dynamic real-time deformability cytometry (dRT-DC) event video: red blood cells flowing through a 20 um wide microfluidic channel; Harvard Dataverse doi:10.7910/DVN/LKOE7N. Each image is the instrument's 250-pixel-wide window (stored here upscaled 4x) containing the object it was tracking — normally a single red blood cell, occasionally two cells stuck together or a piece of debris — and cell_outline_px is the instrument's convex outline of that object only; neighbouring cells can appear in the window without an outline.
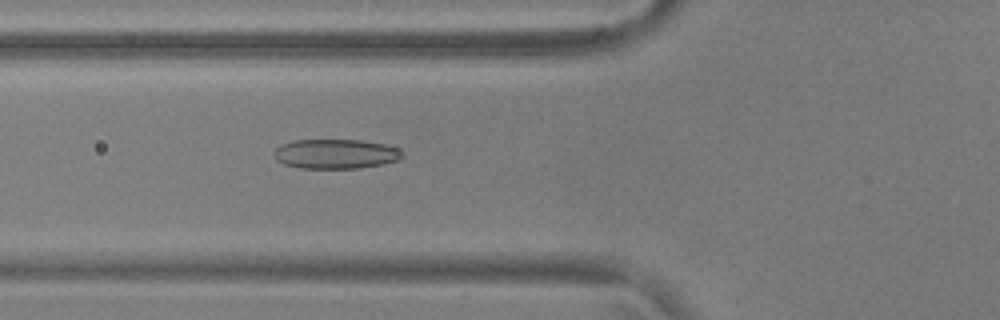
{"species": "common noctule bat (a hibernating species)", "species_latin": "Nyctalus noctula", "temperature_condition": "warm", "stored_images_in_passage": 50, "camera_frame_rate_fps": 3000, "um_per_image_px": 0.085, "animal": {"sex": "male", "body_mass_g": 17.9, "forearm_length_mm": 54.2}, "frame": {"image": 1, "passage_image": 21, "time_ms": 6.667, "image_size_px": [1000, 320], "cell_outline_px": [[404, 156], [400, 160], [384, 164], [360, 168], [300, 168], [284, 164], [276, 160], [272, 152], [280, 144], [292, 140], [360, 140], [384, 144], [396, 148], [404, 152]], "centroid_in_image_um": [28.52, 13.08], "position_along_channel_um": 97.3, "area_um2": 22.37}}
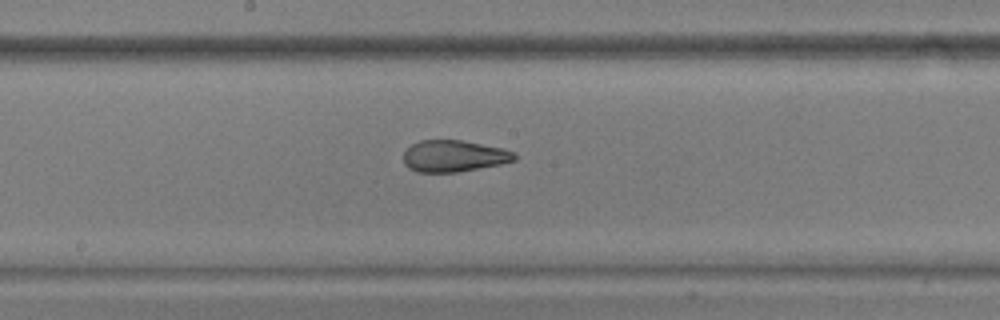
{"frame": {"image": 2, "passage_image": 30, "time_ms": 9.667, "image_size_px": [1000, 320], "cell_outline_px": [[516, 160], [500, 164], [456, 172], [416, 172], [408, 168], [404, 164], [404, 152], [412, 144], [420, 140], [460, 140], [504, 148], [512, 152], [516, 156]], "centroid_in_image_um": [38.55, 13.26], "position_along_channel_um": 209.6, "area_um2": 20.35}}
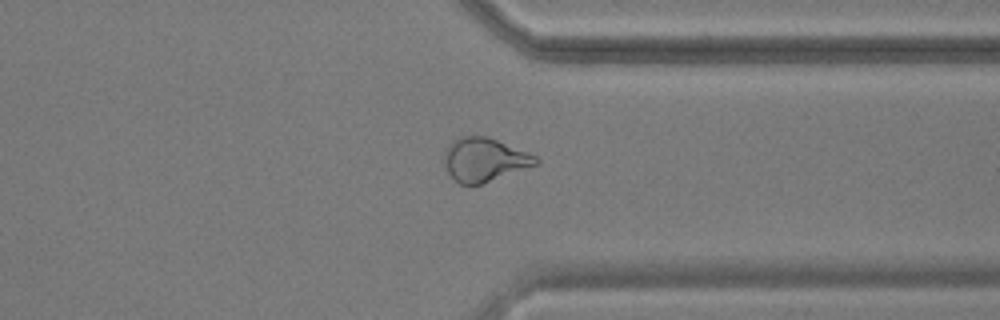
{"frame": {"image": 3, "passage_image": 43, "time_ms": 14.0, "image_size_px": [1000, 320], "cell_outline_px": [[540, 164], [480, 184], [460, 184], [448, 172], [444, 164], [444, 156], [448, 144], [452, 140], [464, 136], [488, 136], [536, 156], [540, 160]], "centroid_in_image_um": [41.18, 13.56], "position_along_channel_um": 370.2, "area_um2": 23.12}, "authors_computed_cell_mechanics": {"area_um2": 22.4553, "velocity_mm_per_s": 3.7241, "shape_relaxation_time_tau1_ms": null, "shape_relaxation_time_tau2_ms": 1.5123, "deformation_change_tau1": null, "deformation_change_tau2": 0.0846}}